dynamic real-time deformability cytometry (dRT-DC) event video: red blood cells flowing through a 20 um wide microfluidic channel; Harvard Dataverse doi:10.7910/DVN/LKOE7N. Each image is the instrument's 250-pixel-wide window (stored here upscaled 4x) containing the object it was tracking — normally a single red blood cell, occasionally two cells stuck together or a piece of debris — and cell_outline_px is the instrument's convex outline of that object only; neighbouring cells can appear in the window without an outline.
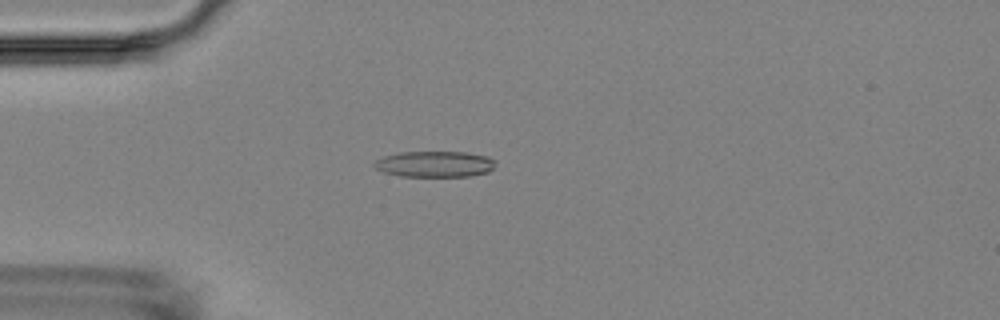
{"species": "Egyptian fruit bat (a non-hibernating species)", "species_latin": "Rousettus aegyptiacus", "temperature_condition": "room temperature", "stored_images_in_passage": 14, "camera_frame_rate_fps": 3000, "um_per_image_px": 0.085, "animal": {"sex": "female"}, "frame": {"image": 1, "passage_image": 3, "time_ms": 3.333, "image_size_px": [1000, 320], "cell_outline_px": [[492, 168], [488, 172], [468, 176], [400, 176], [384, 172], [376, 168], [372, 164], [376, 160], [384, 156], [400, 152], [464, 152], [488, 156], [492, 160]], "centroid_in_image_um": [36.9, 13.94], "position_along_channel_um": 48.1, "area_um2": 18.09}}
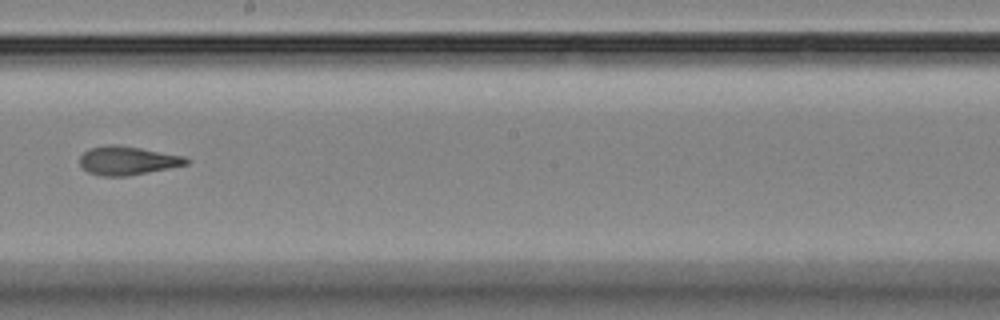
{"frame": {"image": 2, "passage_image": 8, "time_ms": 9.0, "image_size_px": [1000, 320], "cell_outline_px": [[188, 164], [128, 176], [100, 176], [88, 172], [80, 164], [80, 156], [88, 148], [108, 144], [116, 144], [140, 148], [184, 156], [188, 160]], "centroid_in_image_um": [10.79, 13.64], "position_along_channel_um": 237.4, "area_um2": 17.69}}
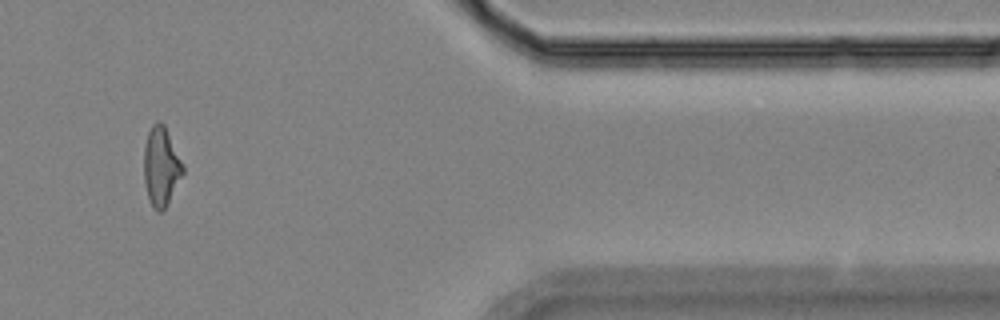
{"frame": {"image": 3, "passage_image": 12, "time_ms": 14.333, "image_size_px": [1000, 320], "cell_outline_px": [[184, 172], [164, 208], [160, 212], [156, 212], [148, 200], [144, 184], [144, 148], [148, 132], [152, 124], [156, 120], [160, 120], [164, 124], [184, 168]], "centroid_in_image_um": [13.66, 14.14], "position_along_channel_um": 397.7, "area_um2": 17.74}, "authors_computed_cell_mechanics": {"area_um2": 17.8313, "velocity_mm_per_s": 3.5809, "shape_relaxation_time_tau1_ms": 4.0703, "shape_relaxation_time_tau2_ms": 1.7527, "deformation_change_tau1": 0.1225, "deformation_change_tau2": 0.0911}}